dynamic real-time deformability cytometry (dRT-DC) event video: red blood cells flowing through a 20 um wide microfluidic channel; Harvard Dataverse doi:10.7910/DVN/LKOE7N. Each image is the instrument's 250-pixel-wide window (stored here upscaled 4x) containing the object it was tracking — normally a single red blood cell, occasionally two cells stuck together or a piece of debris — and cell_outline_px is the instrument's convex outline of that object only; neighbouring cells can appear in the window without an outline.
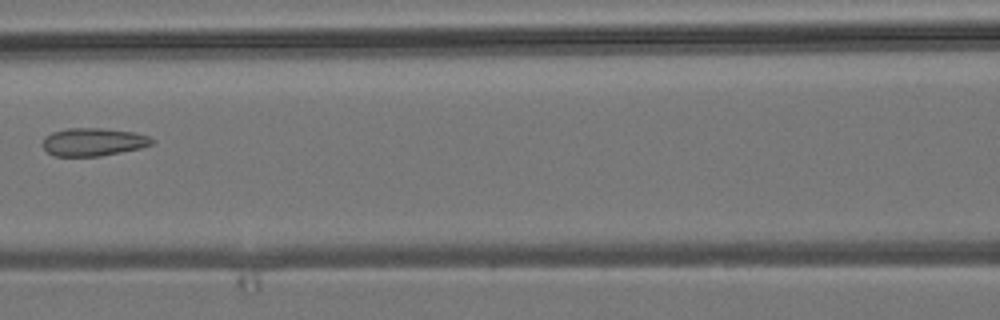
{"species": "common noctule bat (a hibernating species)", "species_latin": "Nyctalus noctula", "temperature_condition": "room temperature", "stored_images_in_passage": 8, "camera_frame_rate_fps": 3000, "um_per_image_px": 0.085, "animal": {"sex": "male", "body_mass_g": 19.2, "forearm_length_mm": 51.8}, "frame": {"image": 1, "passage_image": 7, "time_ms": 7.0, "image_size_px": [1000, 320], "cell_outline_px": [[156, 140], [152, 144], [140, 148], [100, 156], [56, 156], [48, 152], [44, 148], [44, 136], [52, 132], [68, 128], [104, 128], [132, 132], [148, 136]], "centroid_in_image_um": [7.94, 12.06], "position_along_channel_um": 158.7, "area_um2": 17.69}}
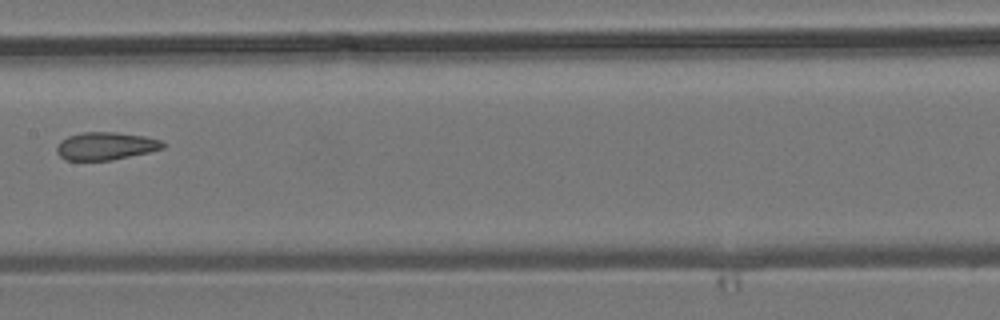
{"frame": {"image": 2, "passage_image": 8, "time_ms": 8.0, "image_size_px": [1000, 320], "cell_outline_px": [[168, 144], [164, 148], [148, 152], [112, 160], [64, 160], [56, 152], [56, 148], [60, 140], [68, 136], [80, 132], [116, 132], [144, 136], [160, 140]], "centroid_in_image_um": [8.97, 12.4], "position_along_channel_um": 198.4, "area_um2": 17.28}}